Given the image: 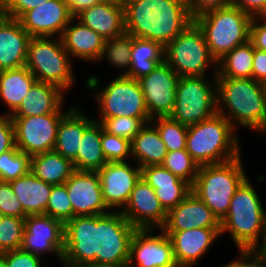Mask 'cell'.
<instances>
[{"instance_id":"6da1fadb","label":"cell","mask_w":266,"mask_h":267,"mask_svg":"<svg viewBox=\"0 0 266 267\" xmlns=\"http://www.w3.org/2000/svg\"><path fill=\"white\" fill-rule=\"evenodd\" d=\"M136 230L119 210L75 216L64 224L62 265L127 267Z\"/></svg>"},{"instance_id":"7a4b0ae2","label":"cell","mask_w":266,"mask_h":267,"mask_svg":"<svg viewBox=\"0 0 266 267\" xmlns=\"http://www.w3.org/2000/svg\"><path fill=\"white\" fill-rule=\"evenodd\" d=\"M124 18L125 32L164 47L193 22L185 0H126Z\"/></svg>"},{"instance_id":"3957f363","label":"cell","mask_w":266,"mask_h":267,"mask_svg":"<svg viewBox=\"0 0 266 267\" xmlns=\"http://www.w3.org/2000/svg\"><path fill=\"white\" fill-rule=\"evenodd\" d=\"M217 112L236 126L266 135V96L253 78H216Z\"/></svg>"},{"instance_id":"277c9868","label":"cell","mask_w":266,"mask_h":267,"mask_svg":"<svg viewBox=\"0 0 266 267\" xmlns=\"http://www.w3.org/2000/svg\"><path fill=\"white\" fill-rule=\"evenodd\" d=\"M236 131L217 112L204 121L188 126L185 149L200 166L231 161L241 154Z\"/></svg>"},{"instance_id":"5b68a950","label":"cell","mask_w":266,"mask_h":267,"mask_svg":"<svg viewBox=\"0 0 266 267\" xmlns=\"http://www.w3.org/2000/svg\"><path fill=\"white\" fill-rule=\"evenodd\" d=\"M242 162L240 155L225 163L201 165L191 186V191L220 221L228 213L235 191L248 177Z\"/></svg>"},{"instance_id":"8992f818","label":"cell","mask_w":266,"mask_h":267,"mask_svg":"<svg viewBox=\"0 0 266 267\" xmlns=\"http://www.w3.org/2000/svg\"><path fill=\"white\" fill-rule=\"evenodd\" d=\"M252 16L237 6L208 11L193 21L204 34L210 54L218 62L250 37Z\"/></svg>"},{"instance_id":"52a82bcc","label":"cell","mask_w":266,"mask_h":267,"mask_svg":"<svg viewBox=\"0 0 266 267\" xmlns=\"http://www.w3.org/2000/svg\"><path fill=\"white\" fill-rule=\"evenodd\" d=\"M253 187L247 177L235 191L229 211L221 220V236L228 232L239 251H248L258 240L266 212Z\"/></svg>"},{"instance_id":"ba28073f","label":"cell","mask_w":266,"mask_h":267,"mask_svg":"<svg viewBox=\"0 0 266 267\" xmlns=\"http://www.w3.org/2000/svg\"><path fill=\"white\" fill-rule=\"evenodd\" d=\"M71 62L59 37L30 38L25 66L37 81L71 90L76 79Z\"/></svg>"},{"instance_id":"9c48e42d","label":"cell","mask_w":266,"mask_h":267,"mask_svg":"<svg viewBox=\"0 0 266 267\" xmlns=\"http://www.w3.org/2000/svg\"><path fill=\"white\" fill-rule=\"evenodd\" d=\"M99 81L98 77L91 75L86 81V87L95 91L94 96L98 103L100 118H150L138 80L127 76H117L102 87L103 89L98 90Z\"/></svg>"},{"instance_id":"30bf717a","label":"cell","mask_w":266,"mask_h":267,"mask_svg":"<svg viewBox=\"0 0 266 267\" xmlns=\"http://www.w3.org/2000/svg\"><path fill=\"white\" fill-rule=\"evenodd\" d=\"M164 50V61L179 77L207 76L211 67H214L213 74H217V61L210 54L204 34L194 21Z\"/></svg>"},{"instance_id":"8fae6325","label":"cell","mask_w":266,"mask_h":267,"mask_svg":"<svg viewBox=\"0 0 266 267\" xmlns=\"http://www.w3.org/2000/svg\"><path fill=\"white\" fill-rule=\"evenodd\" d=\"M212 77L211 83L206 76L179 77L175 107L170 115L173 120L190 126L217 113L216 74Z\"/></svg>"},{"instance_id":"7c38bea8","label":"cell","mask_w":266,"mask_h":267,"mask_svg":"<svg viewBox=\"0 0 266 267\" xmlns=\"http://www.w3.org/2000/svg\"><path fill=\"white\" fill-rule=\"evenodd\" d=\"M30 117H11L15 146L30 157L53 151L61 118L71 109Z\"/></svg>"},{"instance_id":"4fadbf2b","label":"cell","mask_w":266,"mask_h":267,"mask_svg":"<svg viewBox=\"0 0 266 267\" xmlns=\"http://www.w3.org/2000/svg\"><path fill=\"white\" fill-rule=\"evenodd\" d=\"M21 249L43 259L52 252L62 264L64 223L45 214L27 215Z\"/></svg>"},{"instance_id":"5bb4252c","label":"cell","mask_w":266,"mask_h":267,"mask_svg":"<svg viewBox=\"0 0 266 267\" xmlns=\"http://www.w3.org/2000/svg\"><path fill=\"white\" fill-rule=\"evenodd\" d=\"M179 75L163 61L148 75L138 79L149 117L170 116L175 107Z\"/></svg>"},{"instance_id":"9a60e30c","label":"cell","mask_w":266,"mask_h":267,"mask_svg":"<svg viewBox=\"0 0 266 267\" xmlns=\"http://www.w3.org/2000/svg\"><path fill=\"white\" fill-rule=\"evenodd\" d=\"M137 229L130 241L127 267H178L173 256L172 243L161 229Z\"/></svg>"},{"instance_id":"2e32d148","label":"cell","mask_w":266,"mask_h":267,"mask_svg":"<svg viewBox=\"0 0 266 267\" xmlns=\"http://www.w3.org/2000/svg\"><path fill=\"white\" fill-rule=\"evenodd\" d=\"M120 212L136 229L159 230L167 219V211L156 197L155 190L142 177Z\"/></svg>"},{"instance_id":"e0dca14e","label":"cell","mask_w":266,"mask_h":267,"mask_svg":"<svg viewBox=\"0 0 266 267\" xmlns=\"http://www.w3.org/2000/svg\"><path fill=\"white\" fill-rule=\"evenodd\" d=\"M97 173L105 204L111 211H121L141 177V168L128 162H107Z\"/></svg>"},{"instance_id":"ac0fdd59","label":"cell","mask_w":266,"mask_h":267,"mask_svg":"<svg viewBox=\"0 0 266 267\" xmlns=\"http://www.w3.org/2000/svg\"><path fill=\"white\" fill-rule=\"evenodd\" d=\"M75 216L103 215L111 210L104 202L97 171L75 170L64 183Z\"/></svg>"},{"instance_id":"d6986e66","label":"cell","mask_w":266,"mask_h":267,"mask_svg":"<svg viewBox=\"0 0 266 267\" xmlns=\"http://www.w3.org/2000/svg\"><path fill=\"white\" fill-rule=\"evenodd\" d=\"M74 18L63 0H48L26 11L18 20L31 37H59Z\"/></svg>"},{"instance_id":"ffe728a7","label":"cell","mask_w":266,"mask_h":267,"mask_svg":"<svg viewBox=\"0 0 266 267\" xmlns=\"http://www.w3.org/2000/svg\"><path fill=\"white\" fill-rule=\"evenodd\" d=\"M221 228H192L183 231H163L171 240L178 267H192L202 260L217 240Z\"/></svg>"},{"instance_id":"44dd1931","label":"cell","mask_w":266,"mask_h":267,"mask_svg":"<svg viewBox=\"0 0 266 267\" xmlns=\"http://www.w3.org/2000/svg\"><path fill=\"white\" fill-rule=\"evenodd\" d=\"M192 228H221V221L192 191L176 207L167 212L162 231H183Z\"/></svg>"},{"instance_id":"7402d4cb","label":"cell","mask_w":266,"mask_h":267,"mask_svg":"<svg viewBox=\"0 0 266 267\" xmlns=\"http://www.w3.org/2000/svg\"><path fill=\"white\" fill-rule=\"evenodd\" d=\"M30 38L18 19L0 13V71L25 66Z\"/></svg>"},{"instance_id":"603a6c76","label":"cell","mask_w":266,"mask_h":267,"mask_svg":"<svg viewBox=\"0 0 266 267\" xmlns=\"http://www.w3.org/2000/svg\"><path fill=\"white\" fill-rule=\"evenodd\" d=\"M60 39L71 59L74 57L81 61L100 62L105 39L79 20H75V17L65 27Z\"/></svg>"},{"instance_id":"cb8c5ba5","label":"cell","mask_w":266,"mask_h":267,"mask_svg":"<svg viewBox=\"0 0 266 267\" xmlns=\"http://www.w3.org/2000/svg\"><path fill=\"white\" fill-rule=\"evenodd\" d=\"M141 177L155 190L156 197L168 212L191 192V185L162 165L141 168Z\"/></svg>"},{"instance_id":"d4e9b609","label":"cell","mask_w":266,"mask_h":267,"mask_svg":"<svg viewBox=\"0 0 266 267\" xmlns=\"http://www.w3.org/2000/svg\"><path fill=\"white\" fill-rule=\"evenodd\" d=\"M75 19L93 29L105 40L125 32L124 5L102 1L79 12Z\"/></svg>"},{"instance_id":"484cf974","label":"cell","mask_w":266,"mask_h":267,"mask_svg":"<svg viewBox=\"0 0 266 267\" xmlns=\"http://www.w3.org/2000/svg\"><path fill=\"white\" fill-rule=\"evenodd\" d=\"M63 94L65 91L59 86L36 81L10 117H30L57 112L64 105L66 95Z\"/></svg>"},{"instance_id":"4316f807","label":"cell","mask_w":266,"mask_h":267,"mask_svg":"<svg viewBox=\"0 0 266 267\" xmlns=\"http://www.w3.org/2000/svg\"><path fill=\"white\" fill-rule=\"evenodd\" d=\"M94 121L79 107L71 109L61 118L53 151L73 161L76 158L84 130Z\"/></svg>"},{"instance_id":"83f0119b","label":"cell","mask_w":266,"mask_h":267,"mask_svg":"<svg viewBox=\"0 0 266 267\" xmlns=\"http://www.w3.org/2000/svg\"><path fill=\"white\" fill-rule=\"evenodd\" d=\"M10 184L27 215L45 214L51 184L38 179L31 171L10 181Z\"/></svg>"},{"instance_id":"f1b7e54d","label":"cell","mask_w":266,"mask_h":267,"mask_svg":"<svg viewBox=\"0 0 266 267\" xmlns=\"http://www.w3.org/2000/svg\"><path fill=\"white\" fill-rule=\"evenodd\" d=\"M149 124L151 125V123H146L130 141L131 157L140 168L161 165L168 152L157 128Z\"/></svg>"},{"instance_id":"f546056e","label":"cell","mask_w":266,"mask_h":267,"mask_svg":"<svg viewBox=\"0 0 266 267\" xmlns=\"http://www.w3.org/2000/svg\"><path fill=\"white\" fill-rule=\"evenodd\" d=\"M36 81L26 66L0 71V98L9 110L5 115L11 116L19 108Z\"/></svg>"},{"instance_id":"4dcf8cb0","label":"cell","mask_w":266,"mask_h":267,"mask_svg":"<svg viewBox=\"0 0 266 267\" xmlns=\"http://www.w3.org/2000/svg\"><path fill=\"white\" fill-rule=\"evenodd\" d=\"M30 171L51 185L64 184L75 171L73 162L55 151L33 155L30 158Z\"/></svg>"},{"instance_id":"1f68e13d","label":"cell","mask_w":266,"mask_h":267,"mask_svg":"<svg viewBox=\"0 0 266 267\" xmlns=\"http://www.w3.org/2000/svg\"><path fill=\"white\" fill-rule=\"evenodd\" d=\"M101 135L102 126L95 120L84 130L76 158L72 161L75 170L98 171L107 163L101 147Z\"/></svg>"},{"instance_id":"d6a6232c","label":"cell","mask_w":266,"mask_h":267,"mask_svg":"<svg viewBox=\"0 0 266 267\" xmlns=\"http://www.w3.org/2000/svg\"><path fill=\"white\" fill-rule=\"evenodd\" d=\"M164 46L157 41L133 36L130 71L127 77L140 79L150 74L158 64L164 61Z\"/></svg>"},{"instance_id":"836d02e7","label":"cell","mask_w":266,"mask_h":267,"mask_svg":"<svg viewBox=\"0 0 266 267\" xmlns=\"http://www.w3.org/2000/svg\"><path fill=\"white\" fill-rule=\"evenodd\" d=\"M254 46L250 40L217 62L216 78H252Z\"/></svg>"},{"instance_id":"e575fe53","label":"cell","mask_w":266,"mask_h":267,"mask_svg":"<svg viewBox=\"0 0 266 267\" xmlns=\"http://www.w3.org/2000/svg\"><path fill=\"white\" fill-rule=\"evenodd\" d=\"M132 42L133 36L127 32H124L119 36L106 39L100 61L105 58L112 67L114 66L120 70H124L121 75L119 74L118 76H128L131 65L130 55Z\"/></svg>"},{"instance_id":"d590c367","label":"cell","mask_w":266,"mask_h":267,"mask_svg":"<svg viewBox=\"0 0 266 267\" xmlns=\"http://www.w3.org/2000/svg\"><path fill=\"white\" fill-rule=\"evenodd\" d=\"M150 123L157 128L167 151L186 148L188 126L173 120L170 116L152 118Z\"/></svg>"},{"instance_id":"8d00e7d4","label":"cell","mask_w":266,"mask_h":267,"mask_svg":"<svg viewBox=\"0 0 266 267\" xmlns=\"http://www.w3.org/2000/svg\"><path fill=\"white\" fill-rule=\"evenodd\" d=\"M161 165L191 186L200 167L186 149L168 151Z\"/></svg>"},{"instance_id":"74e56055","label":"cell","mask_w":266,"mask_h":267,"mask_svg":"<svg viewBox=\"0 0 266 267\" xmlns=\"http://www.w3.org/2000/svg\"><path fill=\"white\" fill-rule=\"evenodd\" d=\"M30 156L16 146L0 155V180L10 182L30 171Z\"/></svg>"},{"instance_id":"f35d334b","label":"cell","mask_w":266,"mask_h":267,"mask_svg":"<svg viewBox=\"0 0 266 267\" xmlns=\"http://www.w3.org/2000/svg\"><path fill=\"white\" fill-rule=\"evenodd\" d=\"M94 120L101 124L105 132L131 141L146 123H150L151 118L112 117Z\"/></svg>"},{"instance_id":"ab89813d","label":"cell","mask_w":266,"mask_h":267,"mask_svg":"<svg viewBox=\"0 0 266 267\" xmlns=\"http://www.w3.org/2000/svg\"><path fill=\"white\" fill-rule=\"evenodd\" d=\"M25 218L4 215L0 223V253L21 248Z\"/></svg>"},{"instance_id":"60d3db41","label":"cell","mask_w":266,"mask_h":267,"mask_svg":"<svg viewBox=\"0 0 266 267\" xmlns=\"http://www.w3.org/2000/svg\"><path fill=\"white\" fill-rule=\"evenodd\" d=\"M45 215L58 219L64 224L73 218V208L66 185H52Z\"/></svg>"},{"instance_id":"b9f144b4","label":"cell","mask_w":266,"mask_h":267,"mask_svg":"<svg viewBox=\"0 0 266 267\" xmlns=\"http://www.w3.org/2000/svg\"><path fill=\"white\" fill-rule=\"evenodd\" d=\"M101 147L107 162H127L131 158L130 141L105 132L102 128Z\"/></svg>"},{"instance_id":"7bdbcfd3","label":"cell","mask_w":266,"mask_h":267,"mask_svg":"<svg viewBox=\"0 0 266 267\" xmlns=\"http://www.w3.org/2000/svg\"><path fill=\"white\" fill-rule=\"evenodd\" d=\"M0 212L6 216L25 218L21 203L14 194L10 182L0 180Z\"/></svg>"},{"instance_id":"ee69618b","label":"cell","mask_w":266,"mask_h":267,"mask_svg":"<svg viewBox=\"0 0 266 267\" xmlns=\"http://www.w3.org/2000/svg\"><path fill=\"white\" fill-rule=\"evenodd\" d=\"M9 267H44L42 257L28 253L21 248L0 253Z\"/></svg>"},{"instance_id":"f6af8a7d","label":"cell","mask_w":266,"mask_h":267,"mask_svg":"<svg viewBox=\"0 0 266 267\" xmlns=\"http://www.w3.org/2000/svg\"><path fill=\"white\" fill-rule=\"evenodd\" d=\"M48 0H5L1 14L19 19L26 11L36 8Z\"/></svg>"},{"instance_id":"bcb514c9","label":"cell","mask_w":266,"mask_h":267,"mask_svg":"<svg viewBox=\"0 0 266 267\" xmlns=\"http://www.w3.org/2000/svg\"><path fill=\"white\" fill-rule=\"evenodd\" d=\"M192 19L211 11L232 5V0H185Z\"/></svg>"},{"instance_id":"7dc6e473","label":"cell","mask_w":266,"mask_h":267,"mask_svg":"<svg viewBox=\"0 0 266 267\" xmlns=\"http://www.w3.org/2000/svg\"><path fill=\"white\" fill-rule=\"evenodd\" d=\"M249 40L254 48L266 52V16L252 17Z\"/></svg>"},{"instance_id":"c3c4849f","label":"cell","mask_w":266,"mask_h":267,"mask_svg":"<svg viewBox=\"0 0 266 267\" xmlns=\"http://www.w3.org/2000/svg\"><path fill=\"white\" fill-rule=\"evenodd\" d=\"M15 146L14 125L9 115H0V155Z\"/></svg>"},{"instance_id":"681fc988","label":"cell","mask_w":266,"mask_h":267,"mask_svg":"<svg viewBox=\"0 0 266 267\" xmlns=\"http://www.w3.org/2000/svg\"><path fill=\"white\" fill-rule=\"evenodd\" d=\"M232 5L254 16H266V0H232Z\"/></svg>"},{"instance_id":"f907efd6","label":"cell","mask_w":266,"mask_h":267,"mask_svg":"<svg viewBox=\"0 0 266 267\" xmlns=\"http://www.w3.org/2000/svg\"><path fill=\"white\" fill-rule=\"evenodd\" d=\"M252 78L260 83L266 81V52L254 48Z\"/></svg>"},{"instance_id":"816d5d0a","label":"cell","mask_w":266,"mask_h":267,"mask_svg":"<svg viewBox=\"0 0 266 267\" xmlns=\"http://www.w3.org/2000/svg\"><path fill=\"white\" fill-rule=\"evenodd\" d=\"M248 251L253 254L264 267H266V212L263 219L260 236Z\"/></svg>"},{"instance_id":"f5cc1de1","label":"cell","mask_w":266,"mask_h":267,"mask_svg":"<svg viewBox=\"0 0 266 267\" xmlns=\"http://www.w3.org/2000/svg\"><path fill=\"white\" fill-rule=\"evenodd\" d=\"M240 256L228 264L220 267H264L262 263L249 251L240 250Z\"/></svg>"},{"instance_id":"db71d44e","label":"cell","mask_w":266,"mask_h":267,"mask_svg":"<svg viewBox=\"0 0 266 267\" xmlns=\"http://www.w3.org/2000/svg\"><path fill=\"white\" fill-rule=\"evenodd\" d=\"M70 8L72 15L75 17L82 10L93 5L99 4L103 0H63Z\"/></svg>"},{"instance_id":"11a10c76","label":"cell","mask_w":266,"mask_h":267,"mask_svg":"<svg viewBox=\"0 0 266 267\" xmlns=\"http://www.w3.org/2000/svg\"><path fill=\"white\" fill-rule=\"evenodd\" d=\"M0 267H9L6 260L0 255Z\"/></svg>"},{"instance_id":"9f6ffc18","label":"cell","mask_w":266,"mask_h":267,"mask_svg":"<svg viewBox=\"0 0 266 267\" xmlns=\"http://www.w3.org/2000/svg\"><path fill=\"white\" fill-rule=\"evenodd\" d=\"M62 267H98L92 265H63Z\"/></svg>"},{"instance_id":"6f0895ef","label":"cell","mask_w":266,"mask_h":267,"mask_svg":"<svg viewBox=\"0 0 266 267\" xmlns=\"http://www.w3.org/2000/svg\"><path fill=\"white\" fill-rule=\"evenodd\" d=\"M103 1H111L124 5L126 0H103Z\"/></svg>"},{"instance_id":"680465c9","label":"cell","mask_w":266,"mask_h":267,"mask_svg":"<svg viewBox=\"0 0 266 267\" xmlns=\"http://www.w3.org/2000/svg\"><path fill=\"white\" fill-rule=\"evenodd\" d=\"M4 4H5V0H0V13L3 10Z\"/></svg>"},{"instance_id":"91938a15","label":"cell","mask_w":266,"mask_h":267,"mask_svg":"<svg viewBox=\"0 0 266 267\" xmlns=\"http://www.w3.org/2000/svg\"><path fill=\"white\" fill-rule=\"evenodd\" d=\"M263 88H264V92H265V96H266V81L263 83Z\"/></svg>"},{"instance_id":"94428289","label":"cell","mask_w":266,"mask_h":267,"mask_svg":"<svg viewBox=\"0 0 266 267\" xmlns=\"http://www.w3.org/2000/svg\"><path fill=\"white\" fill-rule=\"evenodd\" d=\"M3 217H4V215L0 212V223H1L2 219H3Z\"/></svg>"}]
</instances>
